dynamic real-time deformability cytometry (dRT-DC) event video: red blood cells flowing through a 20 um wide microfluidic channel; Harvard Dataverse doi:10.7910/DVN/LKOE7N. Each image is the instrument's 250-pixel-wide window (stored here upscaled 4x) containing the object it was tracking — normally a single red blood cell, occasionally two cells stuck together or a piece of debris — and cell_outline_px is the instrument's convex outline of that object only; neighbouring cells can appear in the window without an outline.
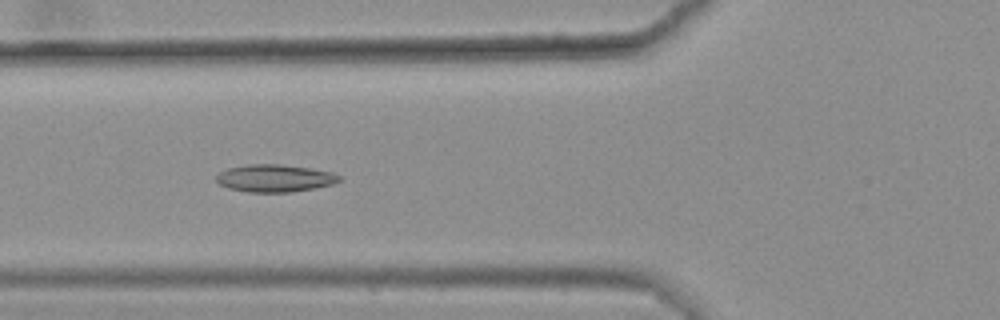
{"species": "common noctule bat (a hibernating species)", "species_latin": "Nyctalus noctula", "temperature_condition": "warm", "stored_images_in_passage": 48, "camera_frame_rate_fps": 3000, "um_per_image_px": 0.085, "animal": {"sex": "female", "body_mass_g": 25.1}, "frame": {"image": 1, "passage_image": 21, "time_ms": 6.667, "image_size_px": [1000, 320], "cell_outline_px": [[340, 180], [332, 184], [316, 188], [292, 192], [248, 192], [228, 188], [220, 184], [216, 180], [216, 176], [220, 172], [228, 168], [248, 164], [280, 164], [308, 168], [332, 172], [340, 176]], "centroid_in_image_um": [23.34, 15.15], "position_along_channel_um": 102.5, "area_um2": 19.59}}
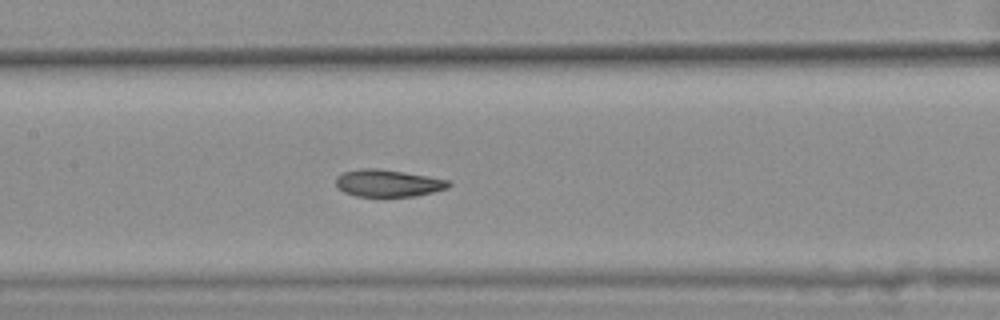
{"frame": {"image": 2, "passage_image": 27, "time_ms": 8.667, "image_size_px": [1000, 320], "cell_outline_px": [[452, 184], [448, 188], [416, 196], [356, 196], [344, 192], [336, 184], [336, 176], [344, 172], [360, 168], [376, 168], [404, 172], [428, 176], [448, 180]], "centroid_in_image_um": [32.98, 15.56], "position_along_channel_um": 174.4, "area_um2": 17.74}}
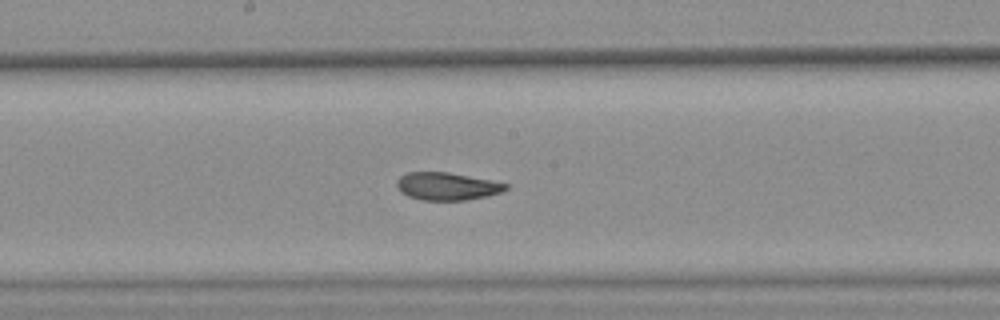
{"frame": {"image": 3, "passage_image": 30, "time_ms": 9.667, "image_size_px": [1000, 320], "cell_outline_px": [[508, 188], [500, 192], [484, 196], [464, 200], [420, 200], [408, 196], [400, 192], [396, 184], [396, 180], [400, 176], [408, 172], [448, 172], [508, 184]], "centroid_in_image_um": [37.92, 15.83], "position_along_channel_um": 210.3, "area_um2": 17.34}, "authors_computed_cell_mechanics": {"area_um2": 18.6983, "velocity_mm_per_s": 3.5916, "shape_relaxation_time_tau1_ms": null, "shape_relaxation_time_tau2_ms": 2.0182, "deformation_change_tau1": null, "deformation_change_tau2": 0.07}}